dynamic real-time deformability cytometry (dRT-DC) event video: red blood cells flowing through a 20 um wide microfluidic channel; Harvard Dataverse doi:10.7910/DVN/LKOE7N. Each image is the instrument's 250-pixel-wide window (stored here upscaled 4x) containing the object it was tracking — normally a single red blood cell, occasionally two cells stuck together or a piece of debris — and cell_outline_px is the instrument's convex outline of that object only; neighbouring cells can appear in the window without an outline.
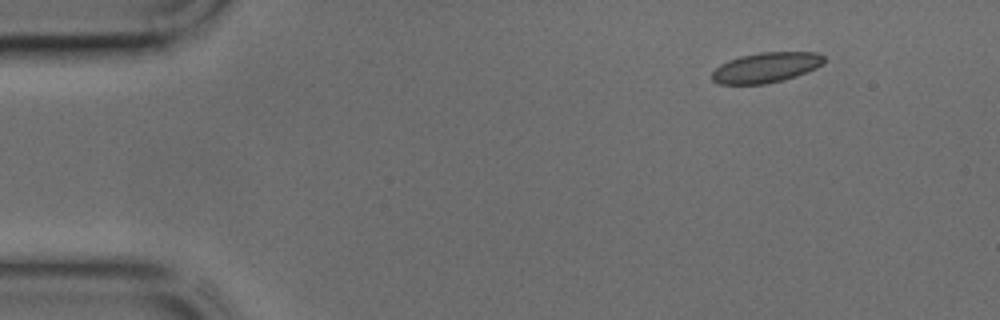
{"species": "common noctule bat (a hibernating species)", "species_latin": "Nyctalus noctula", "temperature_condition": "cold", "stored_images_in_passage": 8, "camera_frame_rate_fps": 3000, "um_per_image_px": 0.085, "animal": {"sex": "male", "body_mass_g": 17.9, "forearm_length_mm": 54.2}, "frame": {"image": 1, "passage_image": 1, "time_ms": 0.0, "image_size_px": [1000, 320], "cell_outline_px": [[824, 64], [816, 68], [796, 76], [784, 80], [764, 84], [720, 84], [712, 80], [712, 72], [720, 64], [728, 60], [740, 56], [760, 52], [820, 52], [824, 56]], "centroid_in_image_um": [65.13, 5.73], "position_along_channel_um": 19.9, "area_um2": 19.83}}